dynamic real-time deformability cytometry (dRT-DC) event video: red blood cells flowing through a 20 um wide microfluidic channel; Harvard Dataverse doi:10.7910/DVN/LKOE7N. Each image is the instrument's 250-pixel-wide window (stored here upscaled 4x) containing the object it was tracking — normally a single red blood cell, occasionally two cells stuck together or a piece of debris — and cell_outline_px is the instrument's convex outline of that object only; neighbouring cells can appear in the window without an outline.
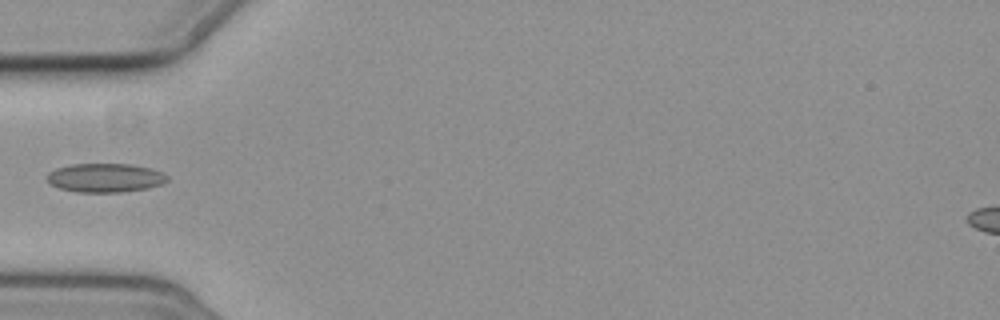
{"species": "common noctule bat (a hibernating species)", "species_latin": "Nyctalus noctula", "temperature_condition": "cold", "stored_images_in_passage": 12, "camera_frame_rate_fps": 3000, "um_per_image_px": 0.085, "animal": {"sex": "female", "body_mass_g": 19.3, "forearm_length_mm": 54.1}, "frame": {"image": 1, "passage_image": 2, "time_ms": 4.333, "image_size_px": [1000, 320], "cell_outline_px": [[168, 180], [160, 184], [148, 188], [120, 192], [76, 192], [60, 188], [48, 184], [44, 176], [48, 172], [56, 168], [72, 164], [132, 164], [152, 168], [164, 172], [168, 176]], "centroid_in_image_um": [8.91, 15.1], "position_along_channel_um": 76.1, "area_um2": 20.52}}
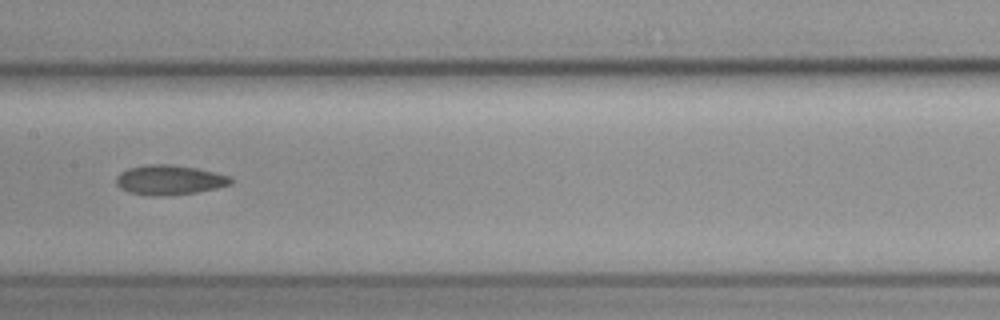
{"frame": {"image": 2, "passage_image": 5, "time_ms": 7.667, "image_size_px": [1000, 320], "cell_outline_px": [[232, 184], [216, 188], [196, 192], [172, 196], [148, 196], [128, 192], [120, 188], [116, 184], [116, 176], [120, 172], [128, 168], [148, 164], [172, 164], [196, 168], [216, 172], [228, 176], [232, 180]], "centroid_in_image_um": [14.37, 15.3], "position_along_channel_um": 193.0, "area_um2": 20.11}}
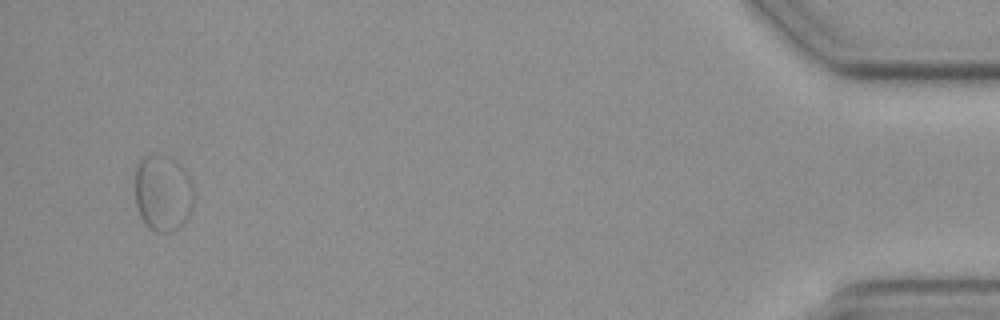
{"frame": {"image": 3, "passage_image": 12, "time_ms": 16.667, "image_size_px": [1000, 320], "cell_outline_px": [[196, 200], [188, 216], [172, 232], [156, 232], [148, 228], [144, 224], [140, 216], [136, 204], [136, 168], [140, 160], [144, 156], [168, 156], [180, 164], [188, 172], [192, 180], [196, 192]], "centroid_in_image_um": [13.9, 16.41], "position_along_channel_um": 421.3, "area_um2": 26.59}, "authors_computed_cell_mechanics": {"area_um2": 20.0277, "velocity_mm_per_s": 3.5078, "shape_relaxation_time_tau1_ms": null, "shape_relaxation_time_tau2_ms": 2.1674, "deformation_change_tau1": null, "deformation_change_tau2": 0.0638}}